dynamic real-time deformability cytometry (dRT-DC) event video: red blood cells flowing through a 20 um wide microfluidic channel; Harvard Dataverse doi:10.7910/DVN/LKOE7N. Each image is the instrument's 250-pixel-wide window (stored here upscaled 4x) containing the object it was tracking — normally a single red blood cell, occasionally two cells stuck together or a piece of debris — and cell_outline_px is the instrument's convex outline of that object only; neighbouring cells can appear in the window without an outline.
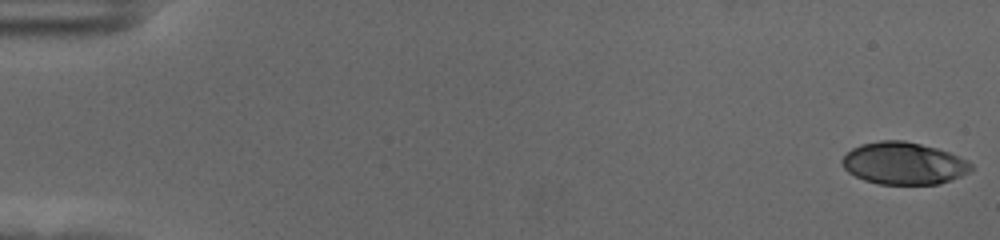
{"species": "human", "species_latin": "Homo sapiens", "temperature_condition": "cold", "stored_images_in_passage": 58, "camera_frame_rate_fps": 3000, "um_per_image_px": 0.085, "donor": {"sex": "female"}, "frame": {"image": 1, "passage_image": 1, "time_ms": 0.0, "image_size_px": [1000, 240], "cell_outline_px": [[972, 168], [968, 172], [960, 176], [940, 184], [880, 184], [864, 180], [848, 172], [844, 168], [840, 160], [852, 148], [860, 144], [880, 140], [904, 140], [936, 148], [948, 152], [968, 160], [972, 164]], "centroid_in_image_um": [76.8, 13.88], "position_along_channel_um": 8.2, "area_um2": 31.67}}
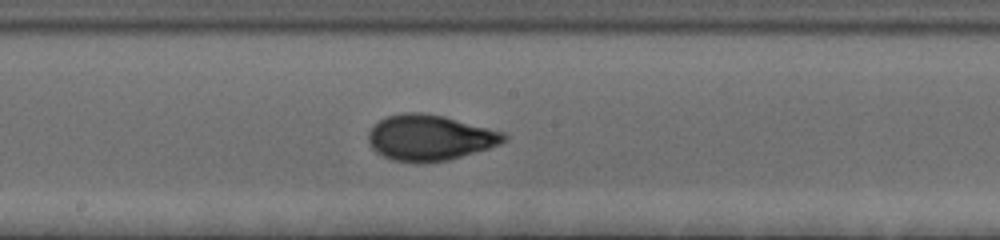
{"frame": {"image": 2, "passage_image": 32, "time_ms": 10.333, "image_size_px": [1000, 240], "cell_outline_px": [[508, 140], [500, 144], [488, 148], [448, 160], [416, 164], [392, 160], [376, 152], [372, 148], [368, 140], [368, 132], [380, 120], [388, 116], [404, 112], [424, 112], [444, 116], [504, 132], [508, 136]], "centroid_in_image_um": [36.53, 11.71], "position_along_channel_um": 211.7, "area_um2": 36.24}}
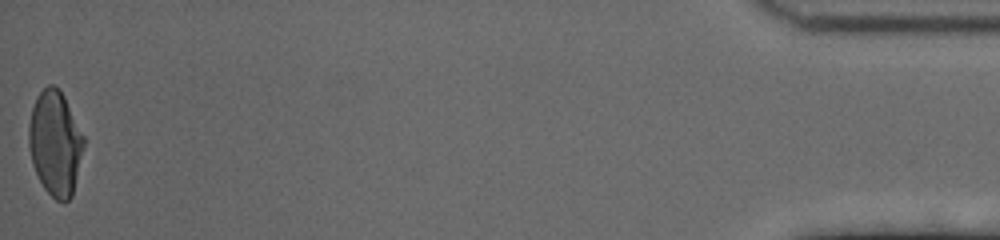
{"frame": {"image": 3, "passage_image": 58, "time_ms": 19.0, "image_size_px": [1000, 240], "cell_outline_px": [[84, 144], [72, 196], [64, 204], [56, 200], [44, 188], [32, 164], [28, 144], [28, 124], [32, 108], [36, 96], [48, 84], [52, 84], [64, 96], [84, 136]], "centroid_in_image_um": [4.67, 12.18], "position_along_channel_um": 430.5, "area_um2": 33.41}, "authors_computed_cell_mechanics": {"area_um2": 33.7841, "velocity_mm_per_s": 3.538, "shape_relaxation_time_tau1_ms": 4.8026, "shape_relaxation_time_tau2_ms": 0.9321, "deformation_change_tau1": 0.1946, "deformation_change_tau2": 0.0562}}